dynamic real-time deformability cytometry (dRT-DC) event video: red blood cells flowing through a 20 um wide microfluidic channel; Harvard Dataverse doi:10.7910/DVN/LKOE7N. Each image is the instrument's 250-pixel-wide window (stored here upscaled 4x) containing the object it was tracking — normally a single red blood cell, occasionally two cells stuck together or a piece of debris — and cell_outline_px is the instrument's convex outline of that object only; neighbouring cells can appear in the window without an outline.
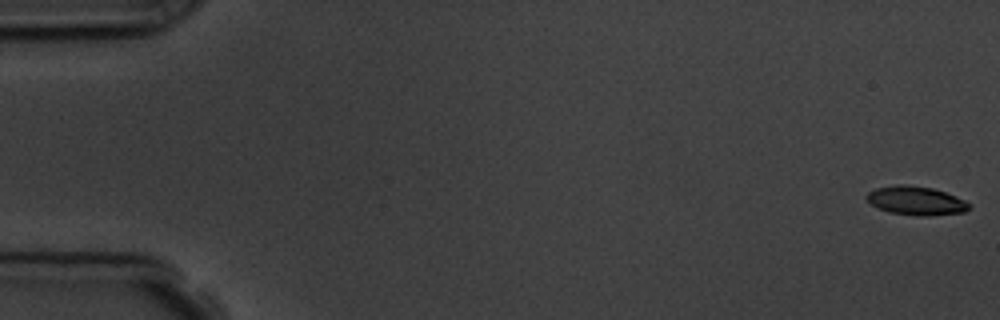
{"species": "common noctule bat (a hibernating species)", "species_latin": "Nyctalus noctula", "temperature_condition": "room temperature", "stored_images_in_passage": 5, "camera_frame_rate_fps": 3000, "um_per_image_px": 0.085, "animal": {"sex": "male", "body_mass_g": 19.5, "forearm_length_mm": 54.6}, "frame": {"image": 1, "passage_image": 1, "time_ms": 0.0, "image_size_px": [1000, 320], "cell_outline_px": [[972, 204], [964, 212], [928, 216], [916, 216], [888, 212], [872, 204], [864, 196], [868, 192], [876, 188], [900, 184], [904, 184], [932, 188], [956, 196]], "centroid_in_image_um": [77.86, 17.06], "position_along_channel_um": 7.1, "area_um2": 17.11}}
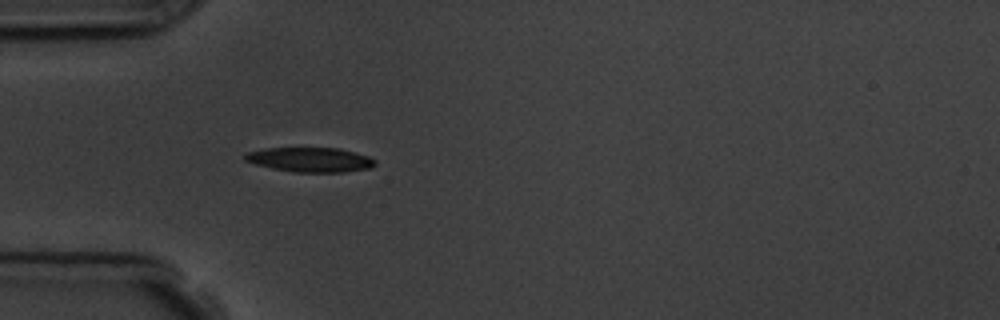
{"frame": {"image": 2, "passage_image": 5, "time_ms": 5.333, "image_size_px": [1000, 320], "cell_outline_px": [[376, 164], [372, 168], [344, 172], [292, 172], [272, 168], [256, 164], [244, 160], [244, 156], [248, 152], [264, 148], [340, 148], [368, 156], [376, 160]], "centroid_in_image_um": [26.4, 13.57], "position_along_channel_um": 58.6, "area_um2": 18.67}}